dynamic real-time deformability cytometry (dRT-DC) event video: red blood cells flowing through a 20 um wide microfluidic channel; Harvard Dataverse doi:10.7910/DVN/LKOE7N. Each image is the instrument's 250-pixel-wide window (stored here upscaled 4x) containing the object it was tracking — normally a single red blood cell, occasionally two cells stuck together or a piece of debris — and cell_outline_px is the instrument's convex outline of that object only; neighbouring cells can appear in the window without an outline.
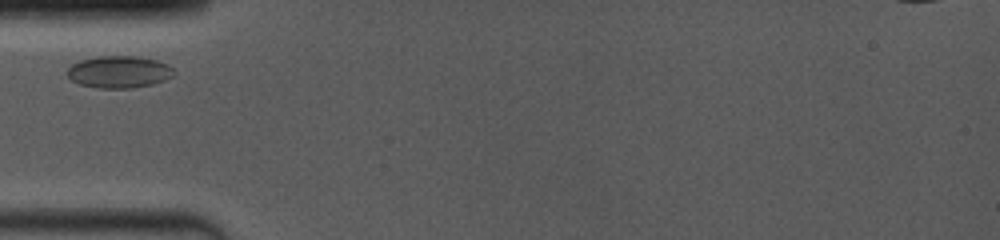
{"species": "common noctule bat (a hibernating species)", "species_latin": "Nyctalus noctula", "temperature_condition": "room temperature", "stored_images_in_passage": 17, "camera_frame_rate_fps": 4000, "um_per_image_px": 0.085, "animal": {"sex": "female", "body_mass_g": 19.0, "forearm_length_mm": 53.3}, "frame": {"image": 1, "passage_image": 2, "time_ms": 0.5, "image_size_px": [1000, 240], "cell_outline_px": [[176, 72], [172, 76], [164, 80], [152, 84], [132, 88], [96, 88], [80, 84], [72, 80], [64, 72], [72, 64], [80, 60], [100, 56], [136, 56], [156, 60], [168, 64]], "centroid_in_image_um": [10.1, 6.11], "position_along_channel_um": 74.9, "area_um2": 20.0}}
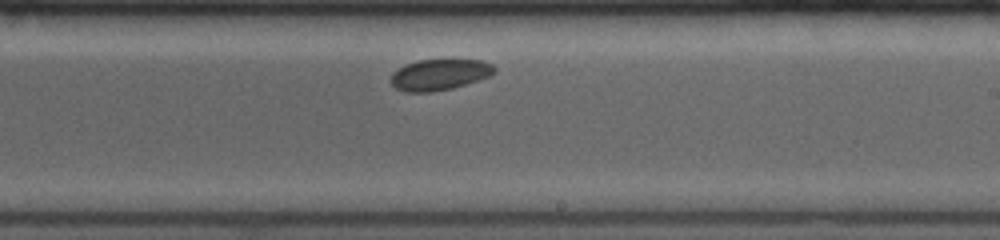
{"frame": {"image": 2, "passage_image": 9, "time_ms": 5.25, "image_size_px": [1000, 240], "cell_outline_px": [[496, 72], [488, 76], [452, 88], [432, 92], [404, 92], [396, 88], [388, 80], [392, 72], [404, 64], [420, 60], [480, 60], [492, 64], [496, 68]], "centroid_in_image_um": [37.29, 6.34], "position_along_channel_um": 251.7, "area_um2": 18.73}}
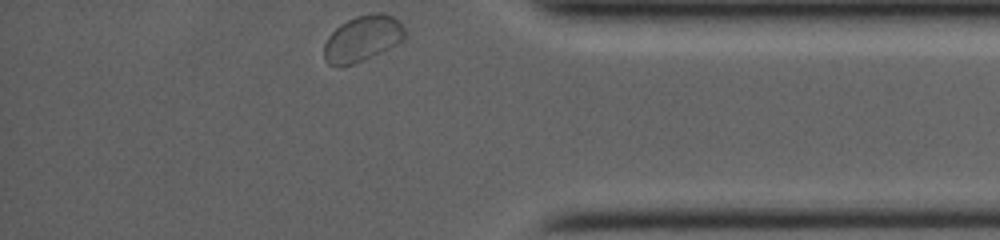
{"frame": {"image": 3, "passage_image": 17, "time_ms": 9.5, "image_size_px": [1000, 240], "cell_outline_px": [[404, 40], [364, 60], [340, 68], [336, 68], [328, 64], [324, 60], [324, 44], [328, 36], [340, 24], [356, 16], [368, 12], [380, 12], [392, 16], [400, 20], [404, 28]], "centroid_in_image_um": [30.78, 3.28], "position_along_channel_um": 404.4, "area_um2": 21.85}}